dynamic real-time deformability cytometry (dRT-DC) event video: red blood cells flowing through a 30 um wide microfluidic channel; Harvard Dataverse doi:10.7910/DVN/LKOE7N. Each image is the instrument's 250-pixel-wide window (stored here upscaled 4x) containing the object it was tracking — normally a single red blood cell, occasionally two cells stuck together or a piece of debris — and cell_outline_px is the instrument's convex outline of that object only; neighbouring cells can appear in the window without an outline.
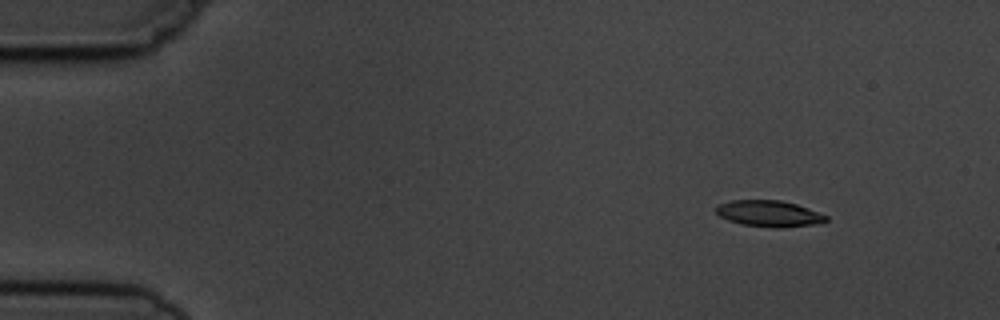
{"species": "common noctule bat (a hibernating species)", "species_latin": "Nyctalus noctula", "temperature_condition": "cold", "stored_images_in_passage": 5, "segment_of_instrument_passage": [1, 2], "camera_frame_rate_fps": 3000, "um_per_image_px": 0.085, "animal": {"sex": "male", "body_mass_g": 19.5, "forearm_length_mm": 54.6}, "frame": {"image": 1, "passage_image": 2, "time_ms": 1.333, "image_size_px": [1000, 320], "cell_outline_px": [[828, 220], [820, 224], [776, 228], [744, 224], [728, 220], [720, 216], [716, 212], [716, 204], [732, 200], [780, 200], [796, 204], [808, 208], [828, 216]], "centroid_in_image_um": [65.39, 18.15], "position_along_channel_um": 19.6, "area_um2": 16.82}}
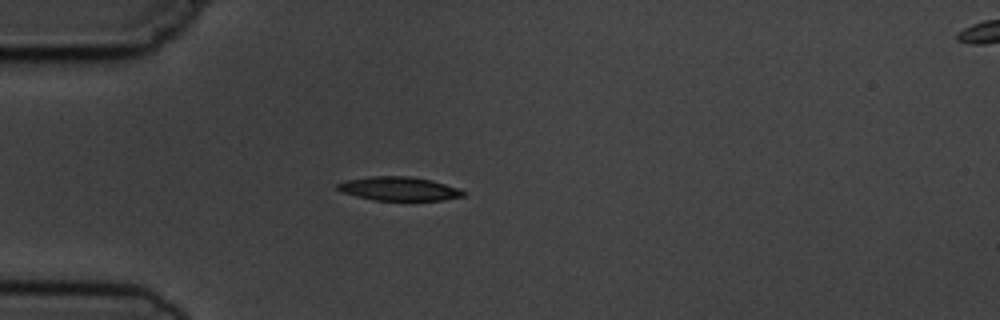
{"frame": {"image": 2, "passage_image": 4, "time_ms": 4.333, "image_size_px": [1000, 320], "cell_outline_px": [[468, 192], [464, 196], [444, 200], [376, 200], [356, 196], [344, 192], [336, 188], [336, 184], [348, 180], [372, 176], [408, 176], [432, 180], [460, 188]], "centroid_in_image_um": [33.99, 16.04], "position_along_channel_um": 51.0, "area_um2": 17.4}}